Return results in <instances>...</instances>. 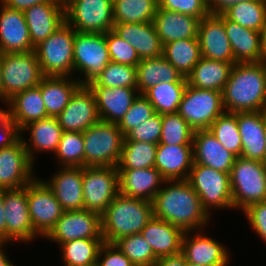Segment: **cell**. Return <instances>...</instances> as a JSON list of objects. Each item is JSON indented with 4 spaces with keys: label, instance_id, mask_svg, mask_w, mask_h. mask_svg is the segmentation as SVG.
I'll use <instances>...</instances> for the list:
<instances>
[{
    "label": "cell",
    "instance_id": "obj_1",
    "mask_svg": "<svg viewBox=\"0 0 266 266\" xmlns=\"http://www.w3.org/2000/svg\"><path fill=\"white\" fill-rule=\"evenodd\" d=\"M164 183L169 185L161 187L152 200L155 218L191 233L208 225L210 215L187 180H165Z\"/></svg>",
    "mask_w": 266,
    "mask_h": 266
},
{
    "label": "cell",
    "instance_id": "obj_2",
    "mask_svg": "<svg viewBox=\"0 0 266 266\" xmlns=\"http://www.w3.org/2000/svg\"><path fill=\"white\" fill-rule=\"evenodd\" d=\"M225 112L266 110V65L262 62L236 63L222 91Z\"/></svg>",
    "mask_w": 266,
    "mask_h": 266
},
{
    "label": "cell",
    "instance_id": "obj_3",
    "mask_svg": "<svg viewBox=\"0 0 266 266\" xmlns=\"http://www.w3.org/2000/svg\"><path fill=\"white\" fill-rule=\"evenodd\" d=\"M153 217L152 202L118 194L101 215L103 241L140 233Z\"/></svg>",
    "mask_w": 266,
    "mask_h": 266
},
{
    "label": "cell",
    "instance_id": "obj_4",
    "mask_svg": "<svg viewBox=\"0 0 266 266\" xmlns=\"http://www.w3.org/2000/svg\"><path fill=\"white\" fill-rule=\"evenodd\" d=\"M125 136L115 123L99 121L83 132L84 167H117Z\"/></svg>",
    "mask_w": 266,
    "mask_h": 266
},
{
    "label": "cell",
    "instance_id": "obj_5",
    "mask_svg": "<svg viewBox=\"0 0 266 266\" xmlns=\"http://www.w3.org/2000/svg\"><path fill=\"white\" fill-rule=\"evenodd\" d=\"M233 209H247L266 201V166L263 162L236 157L230 171Z\"/></svg>",
    "mask_w": 266,
    "mask_h": 266
},
{
    "label": "cell",
    "instance_id": "obj_6",
    "mask_svg": "<svg viewBox=\"0 0 266 266\" xmlns=\"http://www.w3.org/2000/svg\"><path fill=\"white\" fill-rule=\"evenodd\" d=\"M76 31L66 22L34 49L44 76L71 77Z\"/></svg>",
    "mask_w": 266,
    "mask_h": 266
},
{
    "label": "cell",
    "instance_id": "obj_7",
    "mask_svg": "<svg viewBox=\"0 0 266 266\" xmlns=\"http://www.w3.org/2000/svg\"><path fill=\"white\" fill-rule=\"evenodd\" d=\"M44 77L34 50L2 54V101L39 85Z\"/></svg>",
    "mask_w": 266,
    "mask_h": 266
},
{
    "label": "cell",
    "instance_id": "obj_8",
    "mask_svg": "<svg viewBox=\"0 0 266 266\" xmlns=\"http://www.w3.org/2000/svg\"><path fill=\"white\" fill-rule=\"evenodd\" d=\"M224 112L221 91L187 85L177 113L196 131L209 129Z\"/></svg>",
    "mask_w": 266,
    "mask_h": 266
},
{
    "label": "cell",
    "instance_id": "obj_9",
    "mask_svg": "<svg viewBox=\"0 0 266 266\" xmlns=\"http://www.w3.org/2000/svg\"><path fill=\"white\" fill-rule=\"evenodd\" d=\"M187 181L199 195L208 214L212 207L215 210L233 208L229 173L193 163Z\"/></svg>",
    "mask_w": 266,
    "mask_h": 266
},
{
    "label": "cell",
    "instance_id": "obj_10",
    "mask_svg": "<svg viewBox=\"0 0 266 266\" xmlns=\"http://www.w3.org/2000/svg\"><path fill=\"white\" fill-rule=\"evenodd\" d=\"M108 46L103 33H75L73 71L84 74L78 78L81 85H88L110 62Z\"/></svg>",
    "mask_w": 266,
    "mask_h": 266
},
{
    "label": "cell",
    "instance_id": "obj_11",
    "mask_svg": "<svg viewBox=\"0 0 266 266\" xmlns=\"http://www.w3.org/2000/svg\"><path fill=\"white\" fill-rule=\"evenodd\" d=\"M65 22L76 32L107 33L113 29V0H73L65 8Z\"/></svg>",
    "mask_w": 266,
    "mask_h": 266
},
{
    "label": "cell",
    "instance_id": "obj_12",
    "mask_svg": "<svg viewBox=\"0 0 266 266\" xmlns=\"http://www.w3.org/2000/svg\"><path fill=\"white\" fill-rule=\"evenodd\" d=\"M119 194L117 167H83L84 209L102 215Z\"/></svg>",
    "mask_w": 266,
    "mask_h": 266
},
{
    "label": "cell",
    "instance_id": "obj_13",
    "mask_svg": "<svg viewBox=\"0 0 266 266\" xmlns=\"http://www.w3.org/2000/svg\"><path fill=\"white\" fill-rule=\"evenodd\" d=\"M27 201L33 228L45 237L65 211L45 180L36 177L27 184Z\"/></svg>",
    "mask_w": 266,
    "mask_h": 266
},
{
    "label": "cell",
    "instance_id": "obj_14",
    "mask_svg": "<svg viewBox=\"0 0 266 266\" xmlns=\"http://www.w3.org/2000/svg\"><path fill=\"white\" fill-rule=\"evenodd\" d=\"M45 237L59 245L77 239L103 238L101 215L85 209L65 211Z\"/></svg>",
    "mask_w": 266,
    "mask_h": 266
},
{
    "label": "cell",
    "instance_id": "obj_15",
    "mask_svg": "<svg viewBox=\"0 0 266 266\" xmlns=\"http://www.w3.org/2000/svg\"><path fill=\"white\" fill-rule=\"evenodd\" d=\"M23 135L12 145L0 149V188L18 189L25 187L36 176L34 163L23 142Z\"/></svg>",
    "mask_w": 266,
    "mask_h": 266
},
{
    "label": "cell",
    "instance_id": "obj_16",
    "mask_svg": "<svg viewBox=\"0 0 266 266\" xmlns=\"http://www.w3.org/2000/svg\"><path fill=\"white\" fill-rule=\"evenodd\" d=\"M4 211L6 243L18 240L28 243L39 235L34 230L29 215L27 185L18 189H5Z\"/></svg>",
    "mask_w": 266,
    "mask_h": 266
},
{
    "label": "cell",
    "instance_id": "obj_17",
    "mask_svg": "<svg viewBox=\"0 0 266 266\" xmlns=\"http://www.w3.org/2000/svg\"><path fill=\"white\" fill-rule=\"evenodd\" d=\"M63 131L84 132L100 121L94 94L87 85H81L69 103L56 117Z\"/></svg>",
    "mask_w": 266,
    "mask_h": 266
},
{
    "label": "cell",
    "instance_id": "obj_18",
    "mask_svg": "<svg viewBox=\"0 0 266 266\" xmlns=\"http://www.w3.org/2000/svg\"><path fill=\"white\" fill-rule=\"evenodd\" d=\"M198 41L201 55L211 60L237 63L224 27L222 13H210L199 21Z\"/></svg>",
    "mask_w": 266,
    "mask_h": 266
},
{
    "label": "cell",
    "instance_id": "obj_19",
    "mask_svg": "<svg viewBox=\"0 0 266 266\" xmlns=\"http://www.w3.org/2000/svg\"><path fill=\"white\" fill-rule=\"evenodd\" d=\"M23 13L34 48L50 37L65 22L64 5L58 0L34 5Z\"/></svg>",
    "mask_w": 266,
    "mask_h": 266
},
{
    "label": "cell",
    "instance_id": "obj_20",
    "mask_svg": "<svg viewBox=\"0 0 266 266\" xmlns=\"http://www.w3.org/2000/svg\"><path fill=\"white\" fill-rule=\"evenodd\" d=\"M0 6V52L25 53L34 50L23 11Z\"/></svg>",
    "mask_w": 266,
    "mask_h": 266
},
{
    "label": "cell",
    "instance_id": "obj_21",
    "mask_svg": "<svg viewBox=\"0 0 266 266\" xmlns=\"http://www.w3.org/2000/svg\"><path fill=\"white\" fill-rule=\"evenodd\" d=\"M188 234L189 231L184 232L181 247L186 262L199 266H228L230 255L221 243L201 231L193 237Z\"/></svg>",
    "mask_w": 266,
    "mask_h": 266
},
{
    "label": "cell",
    "instance_id": "obj_22",
    "mask_svg": "<svg viewBox=\"0 0 266 266\" xmlns=\"http://www.w3.org/2000/svg\"><path fill=\"white\" fill-rule=\"evenodd\" d=\"M88 87L94 94L100 120L115 124H118L121 121L137 96L140 94L137 88H109L104 86Z\"/></svg>",
    "mask_w": 266,
    "mask_h": 266
},
{
    "label": "cell",
    "instance_id": "obj_23",
    "mask_svg": "<svg viewBox=\"0 0 266 266\" xmlns=\"http://www.w3.org/2000/svg\"><path fill=\"white\" fill-rule=\"evenodd\" d=\"M237 123L242 141L241 157L263 162L266 152L264 111L237 112Z\"/></svg>",
    "mask_w": 266,
    "mask_h": 266
},
{
    "label": "cell",
    "instance_id": "obj_24",
    "mask_svg": "<svg viewBox=\"0 0 266 266\" xmlns=\"http://www.w3.org/2000/svg\"><path fill=\"white\" fill-rule=\"evenodd\" d=\"M64 211L84 209L83 167H63L45 182Z\"/></svg>",
    "mask_w": 266,
    "mask_h": 266
},
{
    "label": "cell",
    "instance_id": "obj_25",
    "mask_svg": "<svg viewBox=\"0 0 266 266\" xmlns=\"http://www.w3.org/2000/svg\"><path fill=\"white\" fill-rule=\"evenodd\" d=\"M192 145L194 163L230 174L236 156L228 151L208 129L196 130Z\"/></svg>",
    "mask_w": 266,
    "mask_h": 266
},
{
    "label": "cell",
    "instance_id": "obj_26",
    "mask_svg": "<svg viewBox=\"0 0 266 266\" xmlns=\"http://www.w3.org/2000/svg\"><path fill=\"white\" fill-rule=\"evenodd\" d=\"M119 194L152 202L165 179L155 167L118 169Z\"/></svg>",
    "mask_w": 266,
    "mask_h": 266
},
{
    "label": "cell",
    "instance_id": "obj_27",
    "mask_svg": "<svg viewBox=\"0 0 266 266\" xmlns=\"http://www.w3.org/2000/svg\"><path fill=\"white\" fill-rule=\"evenodd\" d=\"M112 30L135 48L140 60L163 56V45L153 22L114 24Z\"/></svg>",
    "mask_w": 266,
    "mask_h": 266
},
{
    "label": "cell",
    "instance_id": "obj_28",
    "mask_svg": "<svg viewBox=\"0 0 266 266\" xmlns=\"http://www.w3.org/2000/svg\"><path fill=\"white\" fill-rule=\"evenodd\" d=\"M193 163V145L157 144L154 167L165 180H187Z\"/></svg>",
    "mask_w": 266,
    "mask_h": 266
},
{
    "label": "cell",
    "instance_id": "obj_29",
    "mask_svg": "<svg viewBox=\"0 0 266 266\" xmlns=\"http://www.w3.org/2000/svg\"><path fill=\"white\" fill-rule=\"evenodd\" d=\"M157 258L181 253L184 231L167 221L153 217L140 232Z\"/></svg>",
    "mask_w": 266,
    "mask_h": 266
},
{
    "label": "cell",
    "instance_id": "obj_30",
    "mask_svg": "<svg viewBox=\"0 0 266 266\" xmlns=\"http://www.w3.org/2000/svg\"><path fill=\"white\" fill-rule=\"evenodd\" d=\"M199 19L158 8L153 24L162 45L176 40L197 38Z\"/></svg>",
    "mask_w": 266,
    "mask_h": 266
},
{
    "label": "cell",
    "instance_id": "obj_31",
    "mask_svg": "<svg viewBox=\"0 0 266 266\" xmlns=\"http://www.w3.org/2000/svg\"><path fill=\"white\" fill-rule=\"evenodd\" d=\"M6 105H8L6 110L8 117L20 131L30 123L48 117L38 86L15 94Z\"/></svg>",
    "mask_w": 266,
    "mask_h": 266
},
{
    "label": "cell",
    "instance_id": "obj_32",
    "mask_svg": "<svg viewBox=\"0 0 266 266\" xmlns=\"http://www.w3.org/2000/svg\"><path fill=\"white\" fill-rule=\"evenodd\" d=\"M224 27L237 63L261 62L260 31L245 28L225 16Z\"/></svg>",
    "mask_w": 266,
    "mask_h": 266
},
{
    "label": "cell",
    "instance_id": "obj_33",
    "mask_svg": "<svg viewBox=\"0 0 266 266\" xmlns=\"http://www.w3.org/2000/svg\"><path fill=\"white\" fill-rule=\"evenodd\" d=\"M81 86L78 79L44 76L39 83L48 117H57L69 103L72 95Z\"/></svg>",
    "mask_w": 266,
    "mask_h": 266
},
{
    "label": "cell",
    "instance_id": "obj_34",
    "mask_svg": "<svg viewBox=\"0 0 266 266\" xmlns=\"http://www.w3.org/2000/svg\"><path fill=\"white\" fill-rule=\"evenodd\" d=\"M236 63L211 60L204 57L198 61L186 77L187 85L206 90L223 91L231 69Z\"/></svg>",
    "mask_w": 266,
    "mask_h": 266
},
{
    "label": "cell",
    "instance_id": "obj_35",
    "mask_svg": "<svg viewBox=\"0 0 266 266\" xmlns=\"http://www.w3.org/2000/svg\"><path fill=\"white\" fill-rule=\"evenodd\" d=\"M137 90L144 94L149 88L160 82L187 83L177 69L164 57L144 59L136 66Z\"/></svg>",
    "mask_w": 266,
    "mask_h": 266
},
{
    "label": "cell",
    "instance_id": "obj_36",
    "mask_svg": "<svg viewBox=\"0 0 266 266\" xmlns=\"http://www.w3.org/2000/svg\"><path fill=\"white\" fill-rule=\"evenodd\" d=\"M27 129L30 130L31 142L29 143L31 144L27 143L25 139H23V142L25 149L27 150L33 163L35 159L33 158L35 151H53V154H55L63 133L57 118L47 117L38 121H34L25 126L21 131V134Z\"/></svg>",
    "mask_w": 266,
    "mask_h": 266
},
{
    "label": "cell",
    "instance_id": "obj_37",
    "mask_svg": "<svg viewBox=\"0 0 266 266\" xmlns=\"http://www.w3.org/2000/svg\"><path fill=\"white\" fill-rule=\"evenodd\" d=\"M163 56L186 78L202 57L198 37L164 44Z\"/></svg>",
    "mask_w": 266,
    "mask_h": 266
},
{
    "label": "cell",
    "instance_id": "obj_38",
    "mask_svg": "<svg viewBox=\"0 0 266 266\" xmlns=\"http://www.w3.org/2000/svg\"><path fill=\"white\" fill-rule=\"evenodd\" d=\"M158 0H113L115 24L153 22Z\"/></svg>",
    "mask_w": 266,
    "mask_h": 266
},
{
    "label": "cell",
    "instance_id": "obj_39",
    "mask_svg": "<svg viewBox=\"0 0 266 266\" xmlns=\"http://www.w3.org/2000/svg\"><path fill=\"white\" fill-rule=\"evenodd\" d=\"M222 14L232 22L261 32L266 26V0L236 3L230 5Z\"/></svg>",
    "mask_w": 266,
    "mask_h": 266
},
{
    "label": "cell",
    "instance_id": "obj_40",
    "mask_svg": "<svg viewBox=\"0 0 266 266\" xmlns=\"http://www.w3.org/2000/svg\"><path fill=\"white\" fill-rule=\"evenodd\" d=\"M187 83L160 82L149 88L143 95L160 115L178 112Z\"/></svg>",
    "mask_w": 266,
    "mask_h": 266
},
{
    "label": "cell",
    "instance_id": "obj_41",
    "mask_svg": "<svg viewBox=\"0 0 266 266\" xmlns=\"http://www.w3.org/2000/svg\"><path fill=\"white\" fill-rule=\"evenodd\" d=\"M103 238L77 239L60 244L65 266H90L97 263Z\"/></svg>",
    "mask_w": 266,
    "mask_h": 266
},
{
    "label": "cell",
    "instance_id": "obj_42",
    "mask_svg": "<svg viewBox=\"0 0 266 266\" xmlns=\"http://www.w3.org/2000/svg\"><path fill=\"white\" fill-rule=\"evenodd\" d=\"M157 144L141 141H124L117 169L154 167Z\"/></svg>",
    "mask_w": 266,
    "mask_h": 266
},
{
    "label": "cell",
    "instance_id": "obj_43",
    "mask_svg": "<svg viewBox=\"0 0 266 266\" xmlns=\"http://www.w3.org/2000/svg\"><path fill=\"white\" fill-rule=\"evenodd\" d=\"M208 130L228 151L236 157H241L242 141L238 129L237 113L224 112Z\"/></svg>",
    "mask_w": 266,
    "mask_h": 266
},
{
    "label": "cell",
    "instance_id": "obj_44",
    "mask_svg": "<svg viewBox=\"0 0 266 266\" xmlns=\"http://www.w3.org/2000/svg\"><path fill=\"white\" fill-rule=\"evenodd\" d=\"M87 86L137 88V68L110 61L97 78Z\"/></svg>",
    "mask_w": 266,
    "mask_h": 266
},
{
    "label": "cell",
    "instance_id": "obj_45",
    "mask_svg": "<svg viewBox=\"0 0 266 266\" xmlns=\"http://www.w3.org/2000/svg\"><path fill=\"white\" fill-rule=\"evenodd\" d=\"M162 131L158 144L192 145L194 129L176 112L161 115Z\"/></svg>",
    "mask_w": 266,
    "mask_h": 266
},
{
    "label": "cell",
    "instance_id": "obj_46",
    "mask_svg": "<svg viewBox=\"0 0 266 266\" xmlns=\"http://www.w3.org/2000/svg\"><path fill=\"white\" fill-rule=\"evenodd\" d=\"M84 151L82 132L63 131L55 154L61 167H84Z\"/></svg>",
    "mask_w": 266,
    "mask_h": 266
},
{
    "label": "cell",
    "instance_id": "obj_47",
    "mask_svg": "<svg viewBox=\"0 0 266 266\" xmlns=\"http://www.w3.org/2000/svg\"><path fill=\"white\" fill-rule=\"evenodd\" d=\"M114 244L135 266H154L158 259L140 233L120 238Z\"/></svg>",
    "mask_w": 266,
    "mask_h": 266
},
{
    "label": "cell",
    "instance_id": "obj_48",
    "mask_svg": "<svg viewBox=\"0 0 266 266\" xmlns=\"http://www.w3.org/2000/svg\"><path fill=\"white\" fill-rule=\"evenodd\" d=\"M154 114V107L149 100L143 94H139L117 125L125 136L130 130L146 122Z\"/></svg>",
    "mask_w": 266,
    "mask_h": 266
},
{
    "label": "cell",
    "instance_id": "obj_49",
    "mask_svg": "<svg viewBox=\"0 0 266 266\" xmlns=\"http://www.w3.org/2000/svg\"><path fill=\"white\" fill-rule=\"evenodd\" d=\"M108 46L109 57L112 62L126 64L136 67L140 63V58L127 41H124L113 30L105 33Z\"/></svg>",
    "mask_w": 266,
    "mask_h": 266
},
{
    "label": "cell",
    "instance_id": "obj_50",
    "mask_svg": "<svg viewBox=\"0 0 266 266\" xmlns=\"http://www.w3.org/2000/svg\"><path fill=\"white\" fill-rule=\"evenodd\" d=\"M162 131L161 115L155 113L146 122L130 130L124 138V141H141L152 144H158Z\"/></svg>",
    "mask_w": 266,
    "mask_h": 266
},
{
    "label": "cell",
    "instance_id": "obj_51",
    "mask_svg": "<svg viewBox=\"0 0 266 266\" xmlns=\"http://www.w3.org/2000/svg\"><path fill=\"white\" fill-rule=\"evenodd\" d=\"M158 8L191 15L199 20L210 14L208 0H158Z\"/></svg>",
    "mask_w": 266,
    "mask_h": 266
},
{
    "label": "cell",
    "instance_id": "obj_52",
    "mask_svg": "<svg viewBox=\"0 0 266 266\" xmlns=\"http://www.w3.org/2000/svg\"><path fill=\"white\" fill-rule=\"evenodd\" d=\"M103 256V258H102ZM98 266H135L114 243L104 242L97 255Z\"/></svg>",
    "mask_w": 266,
    "mask_h": 266
},
{
    "label": "cell",
    "instance_id": "obj_53",
    "mask_svg": "<svg viewBox=\"0 0 266 266\" xmlns=\"http://www.w3.org/2000/svg\"><path fill=\"white\" fill-rule=\"evenodd\" d=\"M243 212L249 220L251 228L266 241V201L252 204Z\"/></svg>",
    "mask_w": 266,
    "mask_h": 266
},
{
    "label": "cell",
    "instance_id": "obj_54",
    "mask_svg": "<svg viewBox=\"0 0 266 266\" xmlns=\"http://www.w3.org/2000/svg\"><path fill=\"white\" fill-rule=\"evenodd\" d=\"M0 134L2 136H0V149L14 144L21 137V131L2 108H0Z\"/></svg>",
    "mask_w": 266,
    "mask_h": 266
},
{
    "label": "cell",
    "instance_id": "obj_55",
    "mask_svg": "<svg viewBox=\"0 0 266 266\" xmlns=\"http://www.w3.org/2000/svg\"><path fill=\"white\" fill-rule=\"evenodd\" d=\"M51 0H1V4L15 10L25 11L26 9L50 2Z\"/></svg>",
    "mask_w": 266,
    "mask_h": 266
},
{
    "label": "cell",
    "instance_id": "obj_56",
    "mask_svg": "<svg viewBox=\"0 0 266 266\" xmlns=\"http://www.w3.org/2000/svg\"><path fill=\"white\" fill-rule=\"evenodd\" d=\"M243 1L252 0H208V8L210 13L219 14L226 10L230 5L240 3Z\"/></svg>",
    "mask_w": 266,
    "mask_h": 266
},
{
    "label": "cell",
    "instance_id": "obj_57",
    "mask_svg": "<svg viewBox=\"0 0 266 266\" xmlns=\"http://www.w3.org/2000/svg\"><path fill=\"white\" fill-rule=\"evenodd\" d=\"M186 260L182 253L158 258L154 266H186Z\"/></svg>",
    "mask_w": 266,
    "mask_h": 266
},
{
    "label": "cell",
    "instance_id": "obj_58",
    "mask_svg": "<svg viewBox=\"0 0 266 266\" xmlns=\"http://www.w3.org/2000/svg\"><path fill=\"white\" fill-rule=\"evenodd\" d=\"M5 189L0 188V243L6 245V220L4 211Z\"/></svg>",
    "mask_w": 266,
    "mask_h": 266
},
{
    "label": "cell",
    "instance_id": "obj_59",
    "mask_svg": "<svg viewBox=\"0 0 266 266\" xmlns=\"http://www.w3.org/2000/svg\"><path fill=\"white\" fill-rule=\"evenodd\" d=\"M261 34V62L266 65V26L260 32Z\"/></svg>",
    "mask_w": 266,
    "mask_h": 266
},
{
    "label": "cell",
    "instance_id": "obj_60",
    "mask_svg": "<svg viewBox=\"0 0 266 266\" xmlns=\"http://www.w3.org/2000/svg\"><path fill=\"white\" fill-rule=\"evenodd\" d=\"M4 243H0V266H14L10 260L7 258L4 248L2 249Z\"/></svg>",
    "mask_w": 266,
    "mask_h": 266
},
{
    "label": "cell",
    "instance_id": "obj_61",
    "mask_svg": "<svg viewBox=\"0 0 266 266\" xmlns=\"http://www.w3.org/2000/svg\"><path fill=\"white\" fill-rule=\"evenodd\" d=\"M0 99L2 100V53L0 52Z\"/></svg>",
    "mask_w": 266,
    "mask_h": 266
},
{
    "label": "cell",
    "instance_id": "obj_62",
    "mask_svg": "<svg viewBox=\"0 0 266 266\" xmlns=\"http://www.w3.org/2000/svg\"><path fill=\"white\" fill-rule=\"evenodd\" d=\"M73 0H64L62 3L64 5V8L70 3L72 2Z\"/></svg>",
    "mask_w": 266,
    "mask_h": 266
},
{
    "label": "cell",
    "instance_id": "obj_63",
    "mask_svg": "<svg viewBox=\"0 0 266 266\" xmlns=\"http://www.w3.org/2000/svg\"><path fill=\"white\" fill-rule=\"evenodd\" d=\"M264 115H265V125H266V110L264 111ZM263 163L265 164L266 166V152H265V156H264V161Z\"/></svg>",
    "mask_w": 266,
    "mask_h": 266
},
{
    "label": "cell",
    "instance_id": "obj_64",
    "mask_svg": "<svg viewBox=\"0 0 266 266\" xmlns=\"http://www.w3.org/2000/svg\"><path fill=\"white\" fill-rule=\"evenodd\" d=\"M186 266H199V265H197V264H194V263H186Z\"/></svg>",
    "mask_w": 266,
    "mask_h": 266
}]
</instances>
